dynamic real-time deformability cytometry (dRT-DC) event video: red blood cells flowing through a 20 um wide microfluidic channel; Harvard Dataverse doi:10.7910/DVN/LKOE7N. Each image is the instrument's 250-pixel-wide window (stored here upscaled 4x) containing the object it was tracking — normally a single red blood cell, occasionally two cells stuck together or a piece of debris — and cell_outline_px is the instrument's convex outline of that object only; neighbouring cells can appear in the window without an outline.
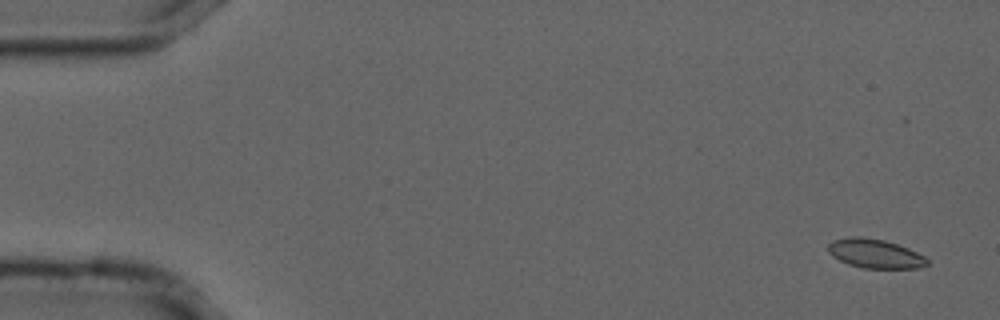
{"species": "common noctule bat (a hibernating species)", "species_latin": "Nyctalus noctula", "temperature_condition": "cold", "stored_images_in_passage": 10, "camera_frame_rate_fps": 3000, "um_per_image_px": 0.085, "animal": {"sex": "male", "forearm_length_mm": 52.5}, "frame": {"image": 1, "passage_image": 2, "time_ms": 0.333, "image_size_px": [1000, 320], "cell_outline_px": [[928, 264], [916, 268], [864, 268], [848, 264], [832, 256], [828, 252], [828, 244], [832, 240], [852, 236], [860, 236], [884, 240], [908, 248], [924, 256], [928, 260]], "centroid_in_image_um": [74.35, 21.55], "position_along_channel_um": 10.7, "area_um2": 16.7}}